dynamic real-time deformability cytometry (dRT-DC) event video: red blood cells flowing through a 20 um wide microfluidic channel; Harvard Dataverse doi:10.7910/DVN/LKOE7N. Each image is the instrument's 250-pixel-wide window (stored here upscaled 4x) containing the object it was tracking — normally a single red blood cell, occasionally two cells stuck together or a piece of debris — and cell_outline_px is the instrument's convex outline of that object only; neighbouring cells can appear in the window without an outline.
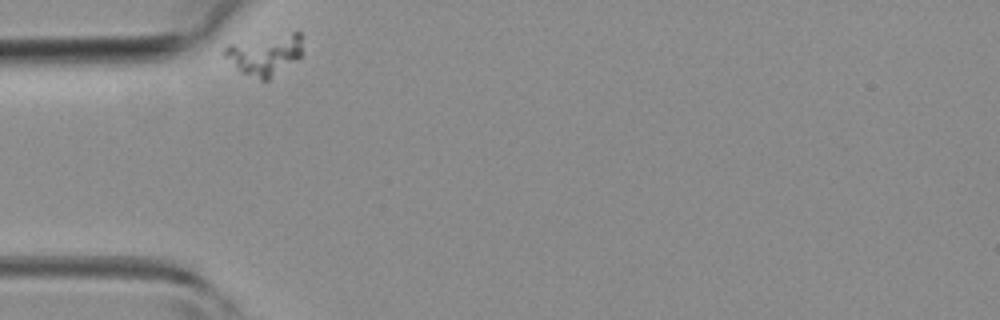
{"species": "common noctule bat (a hibernating species)", "species_latin": "Nyctalus noctula", "temperature_condition": "room temperature", "stored_images_in_passage": 1, "camera_frame_rate_fps": 3000, "um_per_image_px": 0.085, "animal": {"sex": "female", "body_mass_g": 19.3, "forearm_length_mm": 54.1}, "frame": {"image": 1, "passage_image": 1, "time_ms": 0.0, "image_size_px": [1000, 320], "cell_outline_px": [[300, 56], [268, 80], [260, 80], [240, 72], [220, 52], [228, 44], [292, 32], [300, 32]], "centroid_in_image_um": [22.44, 4.65], "position_along_channel_um": 62.6, "area_um2": 18.09}}